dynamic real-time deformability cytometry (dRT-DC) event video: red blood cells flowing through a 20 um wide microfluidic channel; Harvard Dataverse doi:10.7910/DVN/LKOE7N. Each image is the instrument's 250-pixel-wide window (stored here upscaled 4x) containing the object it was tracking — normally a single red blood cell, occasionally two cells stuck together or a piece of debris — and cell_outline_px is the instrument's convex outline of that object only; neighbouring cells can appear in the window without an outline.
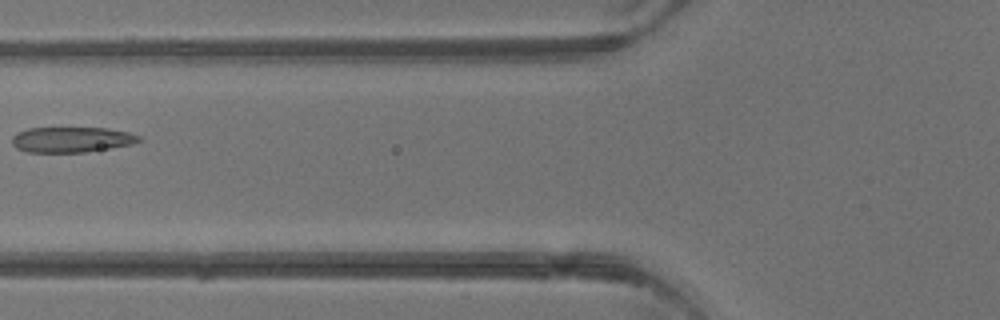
{"species": "common noctule bat (a hibernating species)", "species_latin": "Nyctalus noctula", "temperature_condition": "warm", "stored_images_in_passage": 2, "camera_frame_rate_fps": 3000, "um_per_image_px": 0.085, "animal": {"sex": "male", "body_mass_g": 13.3}, "frame": {"image": 1, "passage_image": 2, "time_ms": 1.0, "image_size_px": [1000, 320], "cell_outline_px": [[144, 140], [132, 144], [112, 148], [84, 152], [28, 152], [16, 148], [12, 144], [12, 136], [16, 132], [28, 128], [108, 128], [128, 132], [140, 136]], "centroid_in_image_um": [6.09, 11.86], "position_along_channel_um": 119.7, "area_um2": 18.96}}